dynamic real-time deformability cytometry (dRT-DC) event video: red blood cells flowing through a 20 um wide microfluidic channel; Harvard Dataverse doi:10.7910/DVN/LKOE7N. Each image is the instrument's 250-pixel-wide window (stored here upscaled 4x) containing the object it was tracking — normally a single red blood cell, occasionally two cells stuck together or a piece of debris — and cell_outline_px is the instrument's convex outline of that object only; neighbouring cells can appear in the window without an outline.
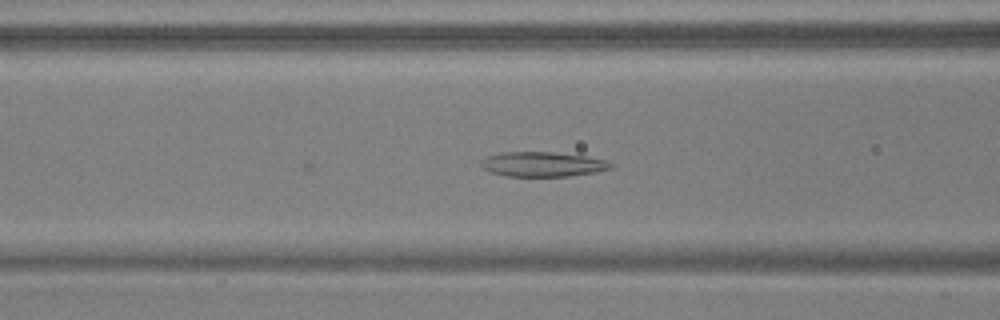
{"species": "common noctule bat (a hibernating species)", "species_latin": "Nyctalus noctula", "temperature_condition": "warm", "stored_images_in_passage": 16, "camera_frame_rate_fps": 3000, "um_per_image_px": 0.085, "animal": {"sex": "male", "body_mass_g": 17.9, "forearm_length_mm": 54.2}, "frame": {"image": 1, "passage_image": 13, "time_ms": 4.0, "image_size_px": [1000, 320], "cell_outline_px": [[616, 164], [612, 168], [596, 172], [568, 176], [504, 176], [488, 172], [480, 164], [480, 160], [488, 156], [500, 152], [552, 152], [584, 156], [608, 160]], "centroid_in_image_um": [46.13, 13.96], "position_along_channel_um": 120.5, "area_um2": 18.9}}
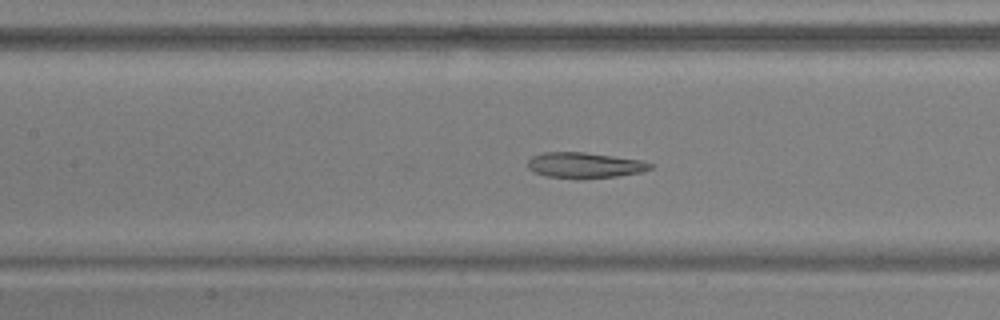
{"frame": {"image": 2, "passage_image": 16, "time_ms": 5.0, "image_size_px": [1000, 320], "cell_outline_px": [[656, 164], [652, 168], [640, 172], [616, 176], [580, 180], [576, 180], [544, 176], [532, 172], [528, 168], [528, 160], [532, 156], [544, 152], [584, 152], [640, 160]], "centroid_in_image_um": [49.66, 14.07], "position_along_channel_um": 157.7, "area_um2": 18.67}}